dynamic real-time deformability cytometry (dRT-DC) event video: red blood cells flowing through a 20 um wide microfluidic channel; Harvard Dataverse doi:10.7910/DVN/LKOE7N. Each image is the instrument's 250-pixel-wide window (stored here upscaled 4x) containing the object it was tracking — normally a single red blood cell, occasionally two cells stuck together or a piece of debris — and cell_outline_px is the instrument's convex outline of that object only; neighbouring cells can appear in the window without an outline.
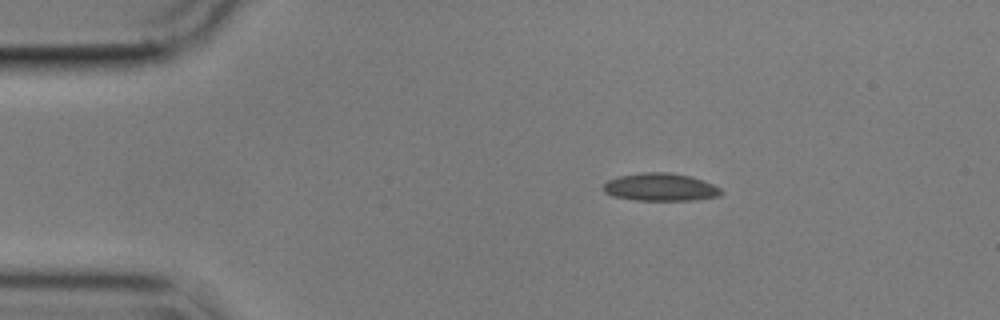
{"species": "common noctule bat (a hibernating species)", "species_latin": "Nyctalus noctula", "temperature_condition": "cold", "stored_images_in_passage": 47, "camera_frame_rate_fps": 3000, "um_per_image_px": 0.085, "animal": {"sex": "male", "body_mass_g": 17.9}, "frame": {"image": 1, "passage_image": 1, "time_ms": 0.0, "image_size_px": [1000, 320], "cell_outline_px": [[724, 192], [720, 196], [696, 200], [636, 200], [612, 196], [604, 192], [604, 184], [608, 180], [620, 176], [640, 172], [668, 172], [692, 176], [704, 180], [720, 188]], "centroid_in_image_um": [56.17, 15.9], "position_along_channel_um": 28.8, "area_um2": 19.19}}
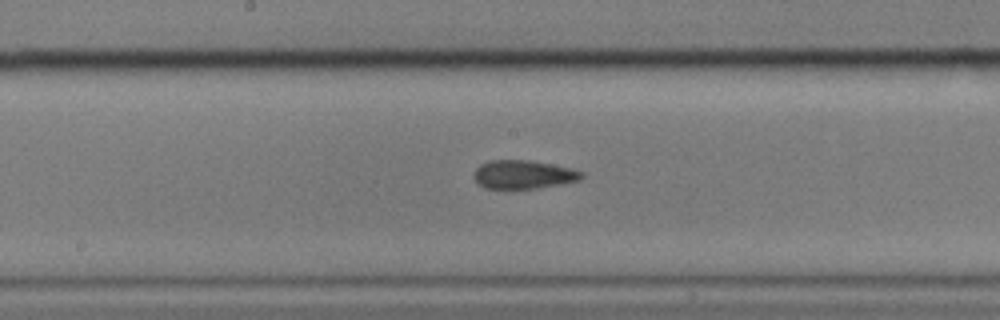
{"frame": {"image": 2, "passage_image": 20, "time_ms": 6.333, "image_size_px": [1000, 320], "cell_outline_px": [[584, 176], [580, 180], [560, 184], [536, 188], [484, 188], [472, 176], [472, 172], [480, 164], [488, 160], [528, 160], [572, 168], [584, 172]], "centroid_in_image_um": [44.47, 14.82], "position_along_channel_um": 203.7, "area_um2": 17.92}}
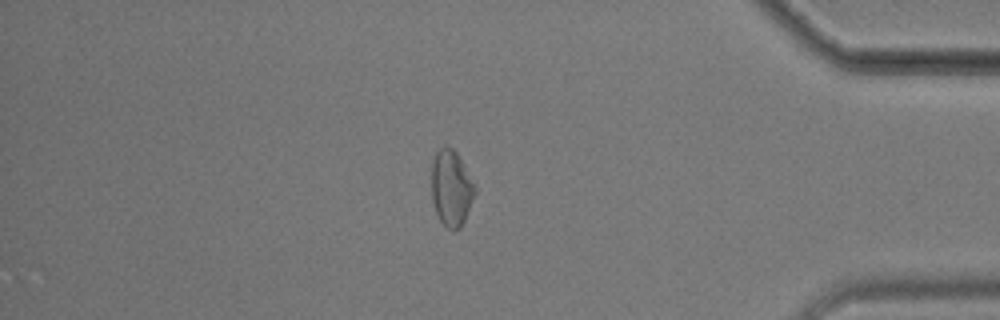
{"frame": {"image": 3, "passage_image": 39, "time_ms": 12.667, "image_size_px": [1000, 320], "cell_outline_px": [[476, 192], [464, 220], [460, 228], [452, 232], [440, 220], [436, 212], [432, 200], [432, 156], [444, 144], [452, 148], [456, 152], [476, 188]], "centroid_in_image_um": [38.34, 15.98], "position_along_channel_um": 396.9, "area_um2": 19.07}, "authors_computed_cell_mechanics": {"area_um2": 18.785, "velocity_mm_per_s": 3.5522, "shape_relaxation_time_tau1_ms": 4.0076, "shape_relaxation_time_tau2_ms": 3.0152, "deformation_change_tau1": 0.1033, "deformation_change_tau2": 0.1135}}